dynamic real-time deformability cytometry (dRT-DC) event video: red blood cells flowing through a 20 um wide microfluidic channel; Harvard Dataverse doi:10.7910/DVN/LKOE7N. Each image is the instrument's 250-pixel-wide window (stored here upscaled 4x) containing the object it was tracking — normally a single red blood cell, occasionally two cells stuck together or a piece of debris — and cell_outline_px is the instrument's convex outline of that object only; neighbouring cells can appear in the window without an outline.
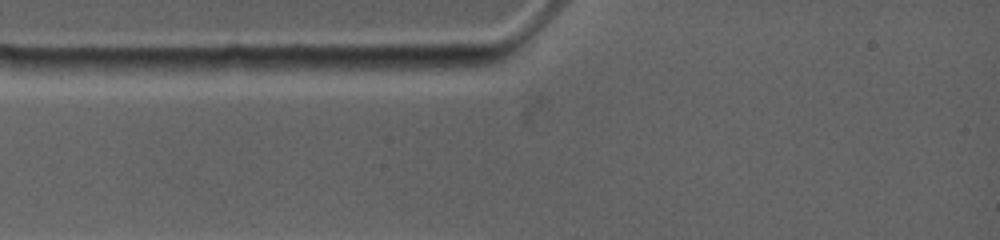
{"species": "common noctule bat (a hibernating species)", "species_latin": "Nyctalus noctula", "temperature_condition": "warm", "stored_images_in_passage": 3, "camera_frame_rate_fps": 4500, "um_per_image_px": 0.085, "animal": {"sex": "female", "body_mass_g": 19.0, "forearm_length_mm": 53.3}, "frame": {"image": 1, "passage_image": 1, "time_ms": 0.0, "image_size_px": [1000, 240], "cell_outline_px": [[504, 56], [500, 60], [492, 64], [444, 72], [436, 72], [360, 68], [372, 56]], "centroid_in_image_um": [36.45, 5.34], "position_along_channel_um": 48.5, "area_um2": 12.66}}